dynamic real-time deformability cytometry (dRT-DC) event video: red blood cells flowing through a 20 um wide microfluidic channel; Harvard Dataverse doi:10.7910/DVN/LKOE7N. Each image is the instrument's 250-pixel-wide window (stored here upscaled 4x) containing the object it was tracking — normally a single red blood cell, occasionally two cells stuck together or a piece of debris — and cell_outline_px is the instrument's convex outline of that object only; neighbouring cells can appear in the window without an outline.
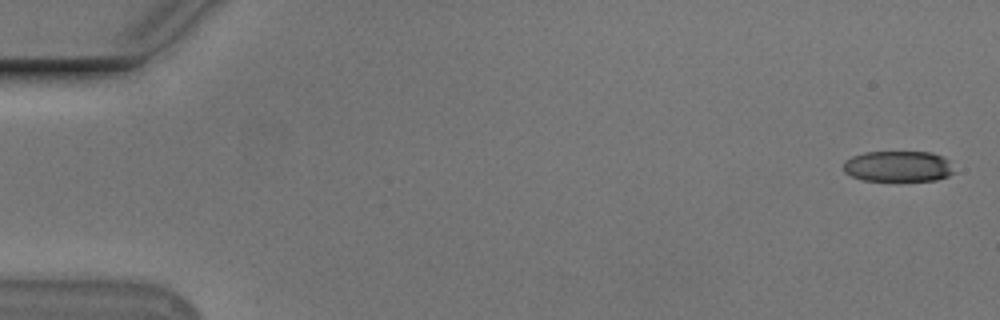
{"species": "Egyptian fruit bat (a non-hibernating species)", "species_latin": "Rousettus aegyptiacus", "temperature_condition": "cold", "stored_images_in_passage": 55, "camera_frame_rate_fps": 3000, "um_per_image_px": 0.085, "animal": {"sex": "male"}, "frame": {"image": 1, "passage_image": 2, "time_ms": 0.333, "image_size_px": [1000, 320], "cell_outline_px": [[952, 172], [948, 176], [936, 180], [864, 180], [852, 176], [844, 172], [844, 160], [852, 156], [864, 152], [932, 152], [944, 156], [948, 160]], "centroid_in_image_um": [76.31, 14.12], "position_along_channel_um": 8.7, "area_um2": 19.71}}
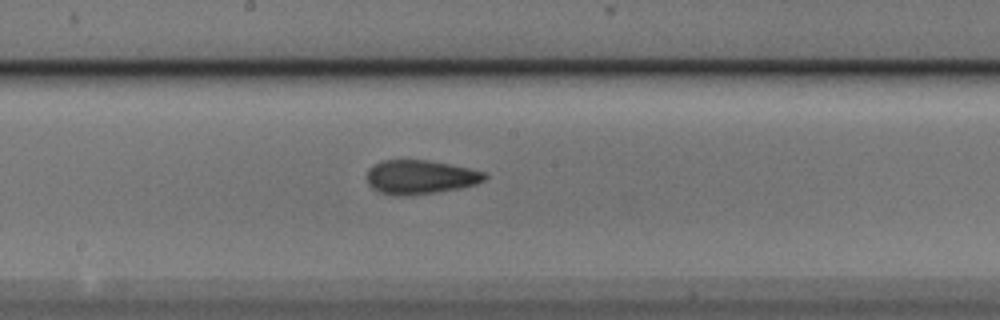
{"frame": {"image": 2, "passage_image": 30, "time_ms": 9.667, "image_size_px": [1000, 320], "cell_outline_px": [[488, 176], [484, 180], [476, 184], [460, 188], [436, 192], [408, 196], [396, 196], [380, 192], [372, 188], [368, 184], [368, 168], [372, 164], [384, 160], [428, 160], [468, 168], [484, 172]], "centroid_in_image_um": [35.7, 15.05], "position_along_channel_um": 212.5, "area_um2": 23.35}}
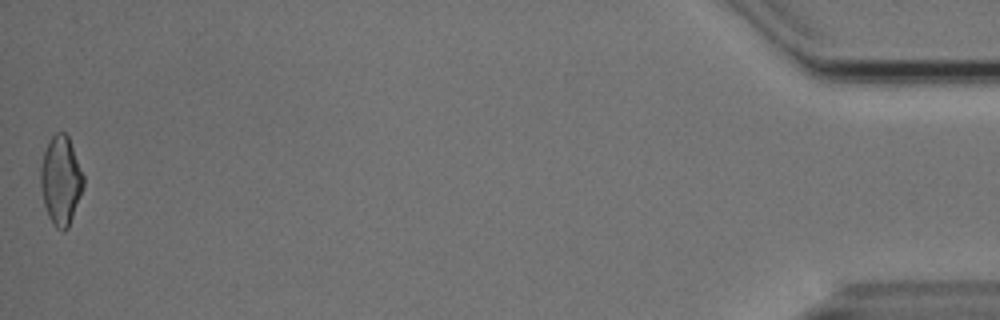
{"frame": {"image": 3, "passage_image": 55, "time_ms": 18.0, "image_size_px": [1000, 320], "cell_outline_px": [[84, 184], [80, 196], [68, 228], [64, 232], [56, 228], [48, 216], [44, 204], [40, 184], [40, 168], [44, 152], [52, 136], [56, 132], [64, 132], [68, 136], [84, 176]], "centroid_in_image_um": [5.16, 15.35], "position_along_channel_um": 430.0, "area_um2": 21.96}, "authors_computed_cell_mechanics": {"area_um2": 22.1952, "velocity_mm_per_s": 3.7664, "shape_relaxation_time_tau1_ms": 5.2169, "shape_relaxation_time_tau2_ms": 2.0925, "deformation_change_tau1": 0.1496, "deformation_change_tau2": 0.1005}}